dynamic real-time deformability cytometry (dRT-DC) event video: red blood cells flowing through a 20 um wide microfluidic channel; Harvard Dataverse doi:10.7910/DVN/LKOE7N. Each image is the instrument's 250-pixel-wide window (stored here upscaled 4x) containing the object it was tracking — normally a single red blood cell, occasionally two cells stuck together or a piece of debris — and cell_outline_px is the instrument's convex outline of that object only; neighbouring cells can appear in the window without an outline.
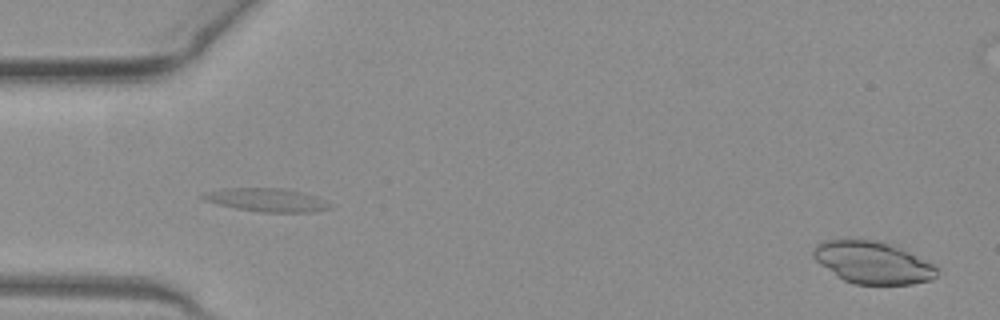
{"species": "common noctule bat (a hibernating species)", "species_latin": "Nyctalus noctula", "temperature_condition": "warm", "stored_images_in_passage": 50, "camera_frame_rate_fps": 3000, "um_per_image_px": 0.085, "animal": {"sex": "female", "body_mass_g": 19.3, "forearm_length_mm": 54.1}, "frame": {"image": 1, "passage_image": 1, "time_ms": 0.0, "image_size_px": [1000, 320], "cell_outline_px": [[940, 268], [936, 276], [932, 280], [912, 284], [856, 284], [844, 280], [820, 264], [812, 256], [812, 252], [816, 244], [824, 240], [872, 240], [888, 244], [908, 252]], "centroid_in_image_um": [74.18, 22.33], "position_along_channel_um": 10.8, "area_um2": 29.88}}